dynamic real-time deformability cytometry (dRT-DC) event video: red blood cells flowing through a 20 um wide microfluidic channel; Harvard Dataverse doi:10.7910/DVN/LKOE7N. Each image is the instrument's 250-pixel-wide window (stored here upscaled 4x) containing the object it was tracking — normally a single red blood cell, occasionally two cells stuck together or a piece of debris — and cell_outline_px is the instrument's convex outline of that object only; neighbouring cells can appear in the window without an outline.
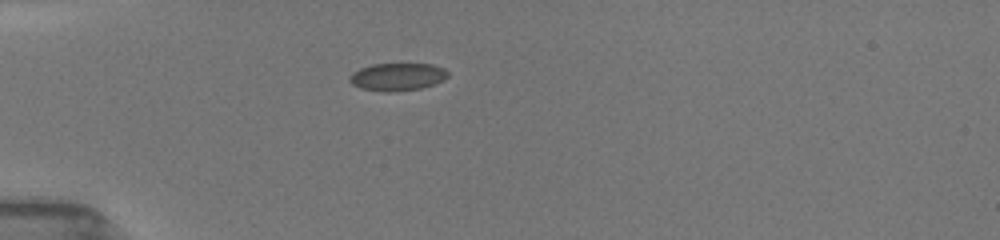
{"species": "common noctule bat (a hibernating species)", "species_latin": "Nyctalus noctula", "temperature_condition": "room temperature", "stored_images_in_passage": 4, "camera_frame_rate_fps": 3000, "um_per_image_px": 0.085, "animal": {"sex": "female", "body_mass_g": 19.5, "forearm_length_mm": 54.1}, "frame": {"image": 1, "passage_image": 1, "time_ms": 0.0, "image_size_px": [1000, 240], "cell_outline_px": [[448, 76], [432, 84], [420, 88], [388, 92], [384, 92], [360, 88], [352, 84], [348, 80], [348, 76], [352, 72], [360, 68], [372, 64], [432, 64], [444, 68], [448, 72]], "centroid_in_image_um": [33.71, 6.52], "position_along_channel_um": 51.3, "area_um2": 15.72}}
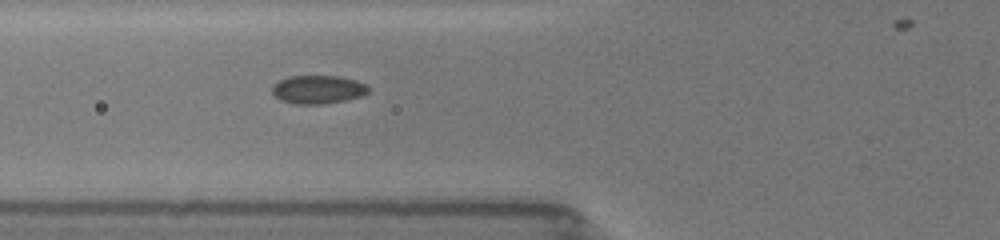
{"frame": {"image": 2, "passage_image": 3, "time_ms": 1.667, "image_size_px": [1000, 240], "cell_outline_px": [[372, 88], [364, 96], [344, 100], [320, 104], [296, 104], [280, 100], [272, 92], [272, 88], [280, 80], [288, 76], [340, 76], [356, 80], [368, 84]], "centroid_in_image_um": [27.1, 7.6], "position_along_channel_um": 98.7, "area_um2": 16.01}}